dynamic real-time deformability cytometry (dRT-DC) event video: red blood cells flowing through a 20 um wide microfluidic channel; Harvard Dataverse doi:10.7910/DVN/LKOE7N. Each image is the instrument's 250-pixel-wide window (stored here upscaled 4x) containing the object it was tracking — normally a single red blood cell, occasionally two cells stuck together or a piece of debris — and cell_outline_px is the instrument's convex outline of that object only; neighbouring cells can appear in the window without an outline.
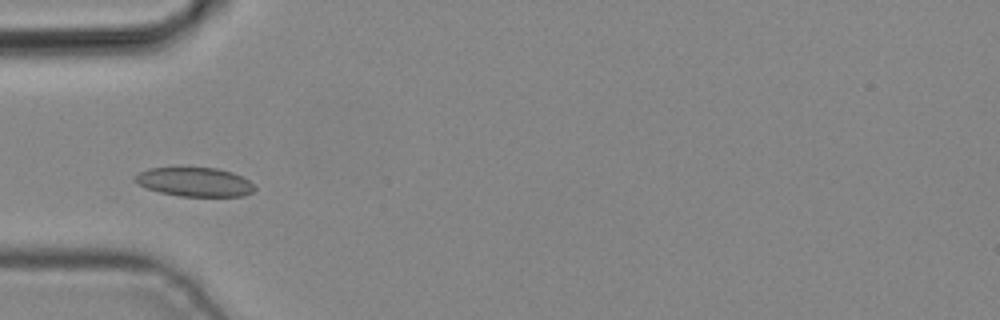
{"species": "common noctule bat (a hibernating species)", "species_latin": "Nyctalus noctula", "temperature_condition": "cold", "stored_images_in_passage": 4, "camera_frame_rate_fps": 3000, "um_per_image_px": 0.085, "animal": {"sex": "male", "body_mass_g": 19.2, "forearm_length_mm": 51.8}, "frame": {"image": 1, "passage_image": 4, "time_ms": 1.0, "image_size_px": [1000, 320], "cell_outline_px": [[256, 188], [252, 192], [244, 196], [180, 196], [160, 192], [148, 188], [140, 184], [136, 180], [136, 176], [140, 172], [148, 168], [180, 164], [216, 168], [232, 172], [248, 180]], "centroid_in_image_um": [16.53, 15.41], "position_along_channel_um": 68.5, "area_um2": 20.81}}